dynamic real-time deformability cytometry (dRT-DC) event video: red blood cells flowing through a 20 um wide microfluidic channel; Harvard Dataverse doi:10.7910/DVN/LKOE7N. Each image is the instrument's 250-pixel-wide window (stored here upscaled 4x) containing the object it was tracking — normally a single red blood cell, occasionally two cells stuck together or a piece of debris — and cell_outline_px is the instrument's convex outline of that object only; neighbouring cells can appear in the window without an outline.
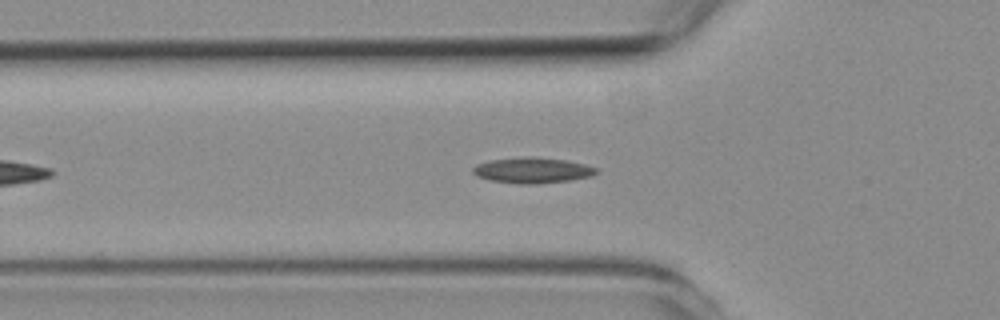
{"species": "common noctule bat (a hibernating species)", "species_latin": "Nyctalus noctula", "temperature_condition": "room temperature", "stored_images_in_passage": 6, "camera_frame_rate_fps": 3000, "um_per_image_px": 0.085, "animal": {"sex": "female", "body_mass_g": 19.3, "forearm_length_mm": 54.1}, "frame": {"image": 1, "passage_image": 5, "time_ms": 4.667, "image_size_px": [1000, 320], "cell_outline_px": [[600, 172], [592, 176], [568, 180], [536, 184], [520, 184], [488, 180], [476, 176], [472, 172], [472, 168], [476, 164], [492, 160], [528, 156], [536, 156], [564, 160], [584, 164], [600, 168]], "centroid_in_image_um": [45.27, 14.47], "position_along_channel_um": 80.5, "area_um2": 18.61}}
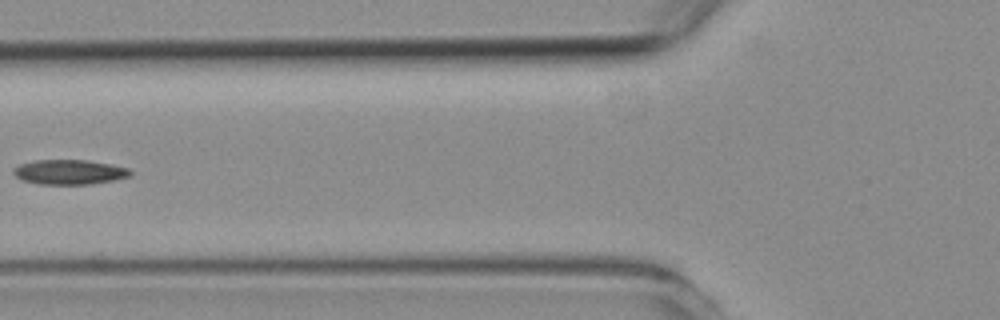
{"frame": {"image": 2, "passage_image": 6, "time_ms": 5.667, "image_size_px": [1000, 320], "cell_outline_px": [[132, 176], [112, 180], [88, 184], [40, 184], [24, 180], [16, 176], [12, 172], [20, 164], [32, 160], [88, 160], [112, 164], [128, 168], [132, 172]], "centroid_in_image_um": [5.93, 14.61], "position_along_channel_um": 119.9, "area_um2": 16.76}}